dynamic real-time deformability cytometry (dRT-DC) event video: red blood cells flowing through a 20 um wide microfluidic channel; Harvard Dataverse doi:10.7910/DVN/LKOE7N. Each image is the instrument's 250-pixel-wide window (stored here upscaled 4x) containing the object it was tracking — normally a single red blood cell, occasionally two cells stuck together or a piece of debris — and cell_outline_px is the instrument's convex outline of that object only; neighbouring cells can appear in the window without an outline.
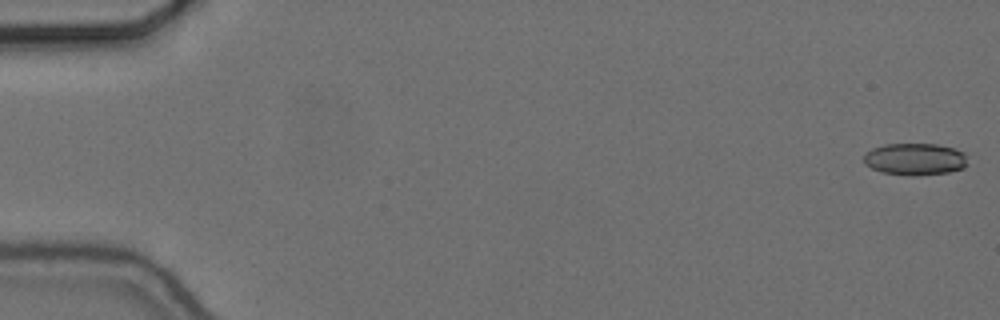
{"species": "common noctule bat (a hibernating species)", "species_latin": "Nyctalus noctula", "temperature_condition": "cold", "stored_images_in_passage": 56, "camera_frame_rate_fps": 3000, "um_per_image_px": 0.085, "animal": {"sex": "female", "body_mass_g": 24.6, "forearm_length_mm": 56.2}, "frame": {"image": 1, "passage_image": 1, "time_ms": 0.0, "image_size_px": [1000, 320], "cell_outline_px": [[968, 164], [964, 168], [948, 172], [916, 176], [912, 176], [880, 172], [864, 164], [864, 152], [872, 148], [884, 144], [936, 144], [952, 148], [964, 152]], "centroid_in_image_um": [77.75, 13.53], "position_along_channel_um": 7.2, "area_um2": 19.54}}
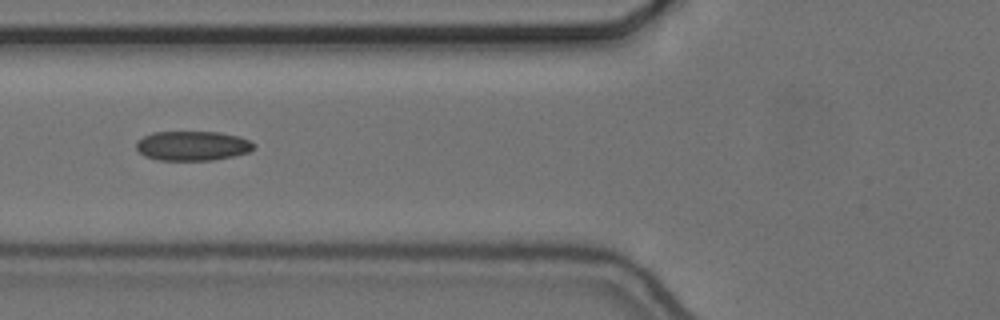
{"frame": {"image": 2, "passage_image": 22, "time_ms": 7.0, "image_size_px": [1000, 320], "cell_outline_px": [[256, 148], [248, 152], [232, 156], [212, 160], [160, 160], [144, 156], [136, 148], [136, 140], [152, 132], [220, 132], [240, 136], [256, 144]], "centroid_in_image_um": [16.37, 12.39], "position_along_channel_um": 109.4, "area_um2": 20.35}}
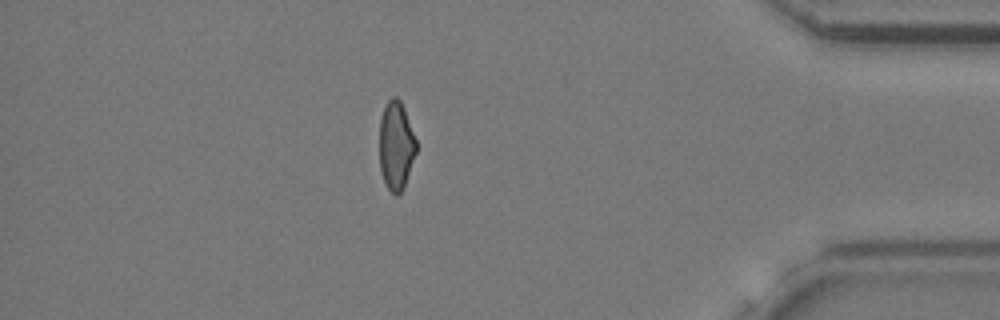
{"frame": {"image": 3, "passage_image": 49, "time_ms": 16.0, "image_size_px": [1000, 320], "cell_outline_px": [[416, 152], [404, 188], [396, 196], [388, 188], [380, 172], [380, 120], [384, 108], [388, 100], [392, 96], [396, 96], [400, 100], [404, 108], [416, 140]], "centroid_in_image_um": [33.66, 12.38], "position_along_channel_um": 401.5, "area_um2": 18.84}, "authors_computed_cell_mechanics": {"area_um2": 19.9988, "velocity_mm_per_s": 3.6853, "shape_relaxation_time_tau1_ms": null, "shape_relaxation_time_tau2_ms": 2.3347, "deformation_change_tau1": null, "deformation_change_tau2": 0.0854}}